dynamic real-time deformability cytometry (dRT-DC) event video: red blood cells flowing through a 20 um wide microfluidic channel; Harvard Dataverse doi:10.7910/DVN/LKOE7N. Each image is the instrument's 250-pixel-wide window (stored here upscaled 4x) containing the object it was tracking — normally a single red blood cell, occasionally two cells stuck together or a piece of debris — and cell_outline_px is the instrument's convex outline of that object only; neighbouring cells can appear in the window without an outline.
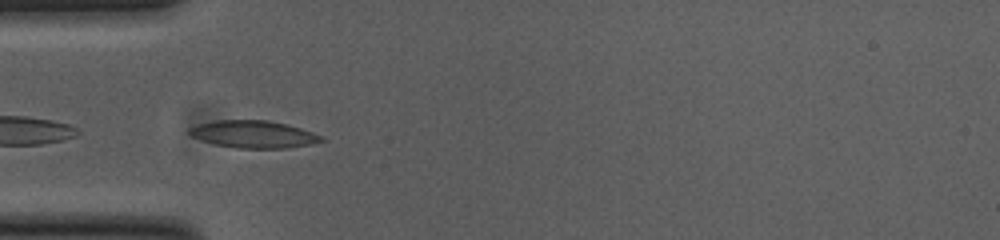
{"species": "common noctule bat (a hibernating species)", "species_latin": "Nyctalus noctula", "temperature_condition": "cold", "stored_images_in_passage": 38, "camera_frame_rate_fps": 3000, "um_per_image_px": 0.085, "animal": {"sex": "female", "body_mass_g": 23.0, "forearm_length_mm": 53.4}, "frame": {"image": 1, "passage_image": 1, "time_ms": 0.0, "image_size_px": [1000, 240], "cell_outline_px": [[324, 140], [308, 144], [288, 148], [236, 148], [216, 144], [200, 140], [192, 136], [188, 132], [188, 128], [200, 124], [216, 120], [268, 120], [288, 124], [324, 136]], "centroid_in_image_um": [21.55, 11.41], "position_along_channel_um": 63.5, "area_um2": 20.92}}
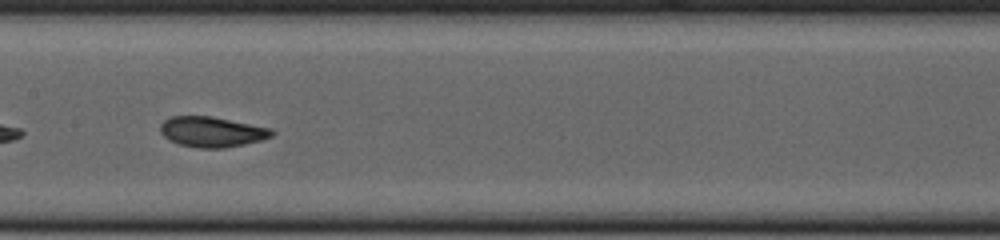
{"frame": {"image": 2, "passage_image": 11, "time_ms": 3.333, "image_size_px": [1000, 240], "cell_outline_px": [[276, 132], [272, 136], [260, 140], [244, 144], [224, 148], [200, 148], [180, 144], [168, 140], [160, 132], [160, 124], [164, 120], [172, 116], [212, 116], [272, 128]], "centroid_in_image_um": [18.01, 11.2], "position_along_channel_um": 189.4, "area_um2": 19.77}}
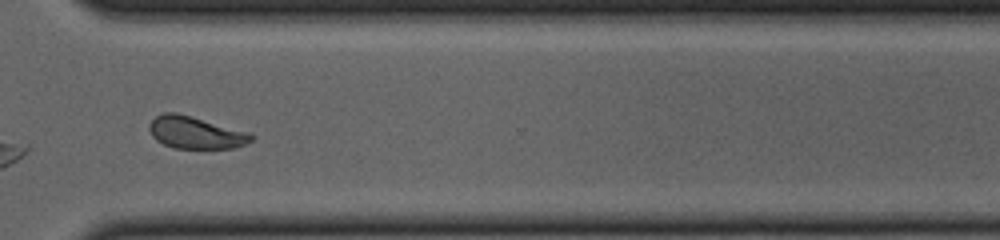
{"frame": {"image": 3, "passage_image": 24, "time_ms": 7.667, "image_size_px": [1000, 240], "cell_outline_px": [[252, 140], [244, 144], [232, 148], [176, 148], [164, 144], [156, 140], [152, 136], [148, 128], [148, 124], [156, 116], [164, 112], [176, 112], [248, 132], [252, 136]], "centroid_in_image_um": [16.56, 11.26], "position_along_channel_um": 354.0, "area_um2": 18.84}, "authors_computed_cell_mechanics": {"area_um2": 19.6231, "velocity_mm_per_s": 3.7967, "shape_relaxation_time_tau1_ms": 4.6716, "shape_relaxation_time_tau2_ms": 1.688, "deformation_change_tau1": 0.137, "deformation_change_tau2": 0.0675}}